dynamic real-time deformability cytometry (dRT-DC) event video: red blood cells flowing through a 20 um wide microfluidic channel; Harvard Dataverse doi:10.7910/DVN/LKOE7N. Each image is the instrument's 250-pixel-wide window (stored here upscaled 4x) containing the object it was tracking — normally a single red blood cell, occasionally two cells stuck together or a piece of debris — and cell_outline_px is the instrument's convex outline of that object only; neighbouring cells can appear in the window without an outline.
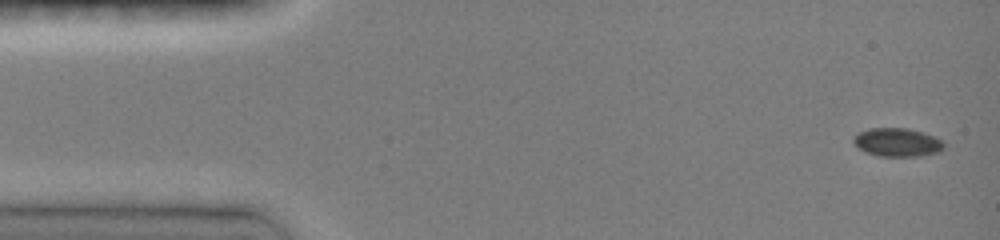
{"species": "common noctule bat (a hibernating species)", "species_latin": "Nyctalus noctula", "temperature_condition": "room temperature", "stored_images_in_passage": 24, "camera_frame_rate_fps": 3000, "um_per_image_px": 0.085, "animal": {"sex": "female", "body_mass_g": 19.0, "forearm_length_mm": 51.5}, "frame": {"image": 1, "passage_image": 1, "time_ms": 0.0, "image_size_px": [1000, 240], "cell_outline_px": [[944, 148], [940, 152], [920, 156], [880, 156], [868, 152], [860, 148], [852, 140], [852, 136], [868, 128], [908, 128], [924, 132], [936, 136], [944, 144]], "centroid_in_image_um": [76.31, 12.08], "position_along_channel_um": 8.7, "area_um2": 15.03}}
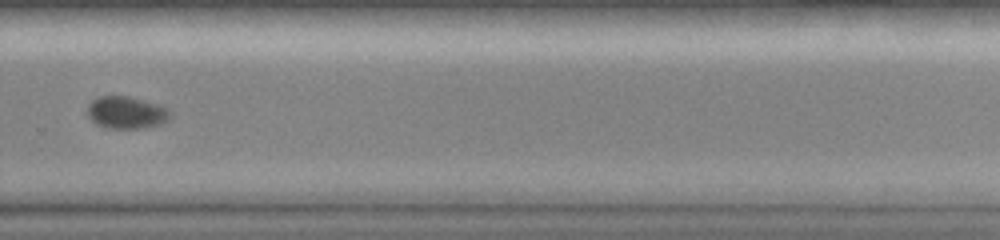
{"frame": {"image": 2, "passage_image": 18, "time_ms": 10.333, "image_size_px": [1000, 240], "cell_outline_px": [[172, 116], [160, 124], [144, 128], [108, 128], [96, 124], [88, 116], [88, 104], [92, 100], [100, 96], [128, 96], [160, 104], [168, 108], [172, 112]], "centroid_in_image_um": [10.77, 9.56], "position_along_channel_um": 319.0, "area_um2": 15.66}}
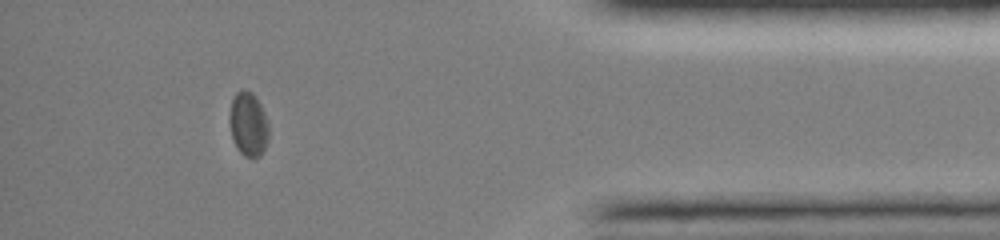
{"frame": {"image": 3, "passage_image": 22, "time_ms": 13.333, "image_size_px": [1000, 240], "cell_outline_px": [[268, 140], [260, 156], [244, 156], [236, 148], [232, 136], [228, 120], [228, 116], [232, 100], [236, 92], [252, 92], [256, 96], [264, 112], [268, 124]], "centroid_in_image_um": [21.09, 10.56], "position_along_channel_um": 414.1, "area_um2": 14.51}, "authors_computed_cell_mechanics": {"area_um2": 15.4904, "velocity_mm_per_s": 4.0987, "shape_relaxation_time_tau1_ms": 3.0488, "shape_relaxation_time_tau2_ms": null, "deformation_change_tau1": 0.0571, "deformation_change_tau2": null}}